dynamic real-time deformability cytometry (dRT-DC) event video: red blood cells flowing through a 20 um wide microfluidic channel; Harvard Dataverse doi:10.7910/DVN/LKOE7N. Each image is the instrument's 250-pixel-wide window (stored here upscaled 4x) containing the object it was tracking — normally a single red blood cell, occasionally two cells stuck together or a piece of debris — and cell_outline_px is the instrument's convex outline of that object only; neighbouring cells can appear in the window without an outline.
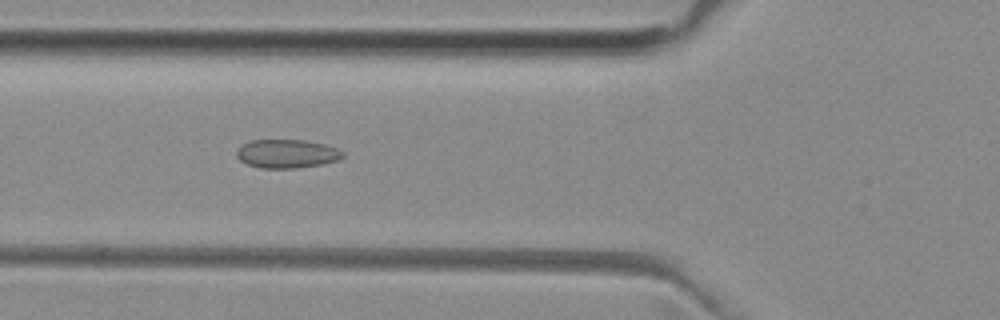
{"species": "common noctule bat (a hibernating species)", "species_latin": "Nyctalus noctula", "temperature_condition": "room temperature", "stored_images_in_passage": 45, "camera_frame_rate_fps": 3000, "um_per_image_px": 0.085, "animal": {"sex": "female", "body_mass_g": 29.2, "forearm_length_mm": 56.3}, "frame": {"image": 1, "passage_image": 12, "time_ms": 3.667, "image_size_px": [1000, 320], "cell_outline_px": [[344, 156], [340, 160], [320, 164], [296, 168], [260, 168], [248, 164], [240, 160], [236, 156], [236, 148], [240, 144], [248, 140], [304, 140], [324, 144], [336, 148], [344, 152]], "centroid_in_image_um": [24.34, 13.06], "position_along_channel_um": 101.5, "area_um2": 17.86}}
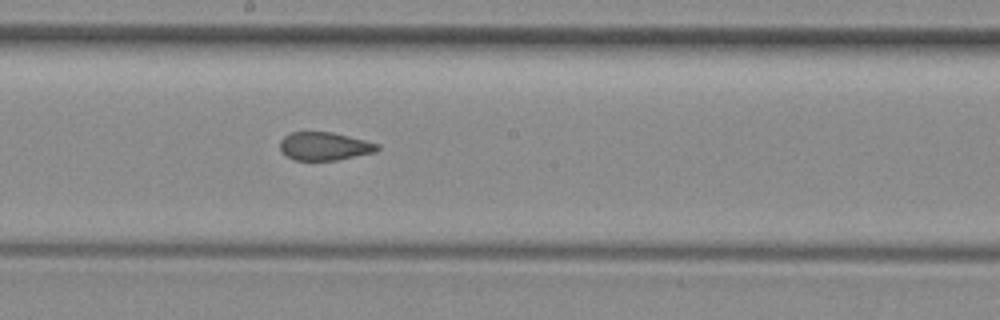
{"frame": {"image": 2, "passage_image": 21, "time_ms": 6.667, "image_size_px": [1000, 320], "cell_outline_px": [[380, 148], [376, 152], [336, 160], [296, 160], [288, 156], [280, 148], [280, 140], [284, 136], [292, 132], [332, 132], [380, 144]], "centroid_in_image_um": [27.6, 12.42], "position_along_channel_um": 220.6, "area_um2": 15.84}}
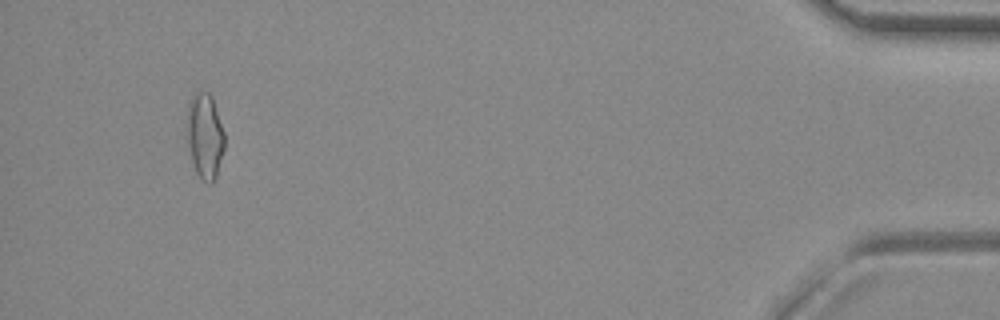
{"frame": {"image": 3, "passage_image": 42, "time_ms": 13.667, "image_size_px": [1000, 320], "cell_outline_px": [[224, 148], [216, 176], [212, 184], [208, 184], [200, 180], [196, 172], [192, 160], [188, 144], [188, 104], [192, 96], [196, 92], [208, 92], [212, 96], [224, 132]], "centroid_in_image_um": [17.43, 11.58], "position_along_channel_um": 417.8, "area_um2": 18.5}, "authors_computed_cell_mechanics": {"area_um2": 17.2244, "velocity_mm_per_s": 3.9709, "shape_relaxation_time_tau1_ms": null, "shape_relaxation_time_tau2_ms": 1.7311, "deformation_change_tau1": null, "deformation_change_tau2": 0.0745}}